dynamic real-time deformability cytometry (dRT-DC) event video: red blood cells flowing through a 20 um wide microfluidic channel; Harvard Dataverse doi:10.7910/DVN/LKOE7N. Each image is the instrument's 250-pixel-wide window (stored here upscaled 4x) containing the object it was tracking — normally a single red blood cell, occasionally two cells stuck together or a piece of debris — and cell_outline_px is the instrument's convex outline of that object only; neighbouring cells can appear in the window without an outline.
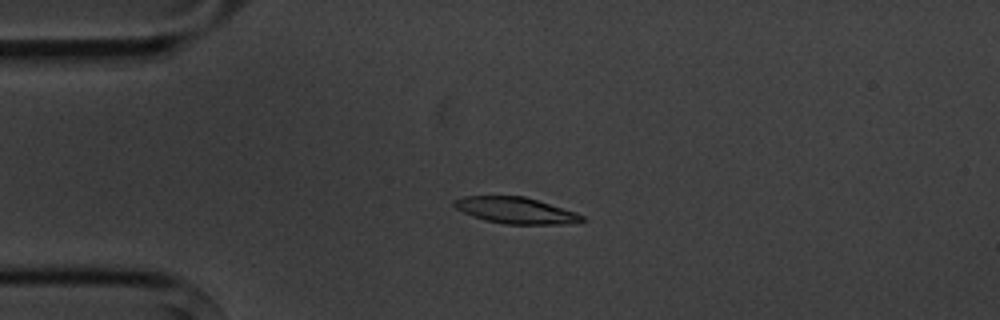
{"species": "common noctule bat (a hibernating species)", "species_latin": "Nyctalus noctula", "temperature_condition": "cold", "stored_images_in_passage": 3, "camera_frame_rate_fps": 3000, "um_per_image_px": 0.085, "animal": {"sex": "male", "body_mass_g": 20.1, "forearm_length_mm": 53.5}, "frame": {"image": 1, "passage_image": 3, "time_ms": 2.333, "image_size_px": [1000, 320], "cell_outline_px": [[584, 220], [568, 224], [504, 224], [484, 220], [472, 216], [456, 208], [452, 204], [452, 200], [464, 196], [524, 196], [576, 212], [584, 216]], "centroid_in_image_um": [43.81, 17.88], "position_along_channel_um": 41.2, "area_um2": 19.54}}